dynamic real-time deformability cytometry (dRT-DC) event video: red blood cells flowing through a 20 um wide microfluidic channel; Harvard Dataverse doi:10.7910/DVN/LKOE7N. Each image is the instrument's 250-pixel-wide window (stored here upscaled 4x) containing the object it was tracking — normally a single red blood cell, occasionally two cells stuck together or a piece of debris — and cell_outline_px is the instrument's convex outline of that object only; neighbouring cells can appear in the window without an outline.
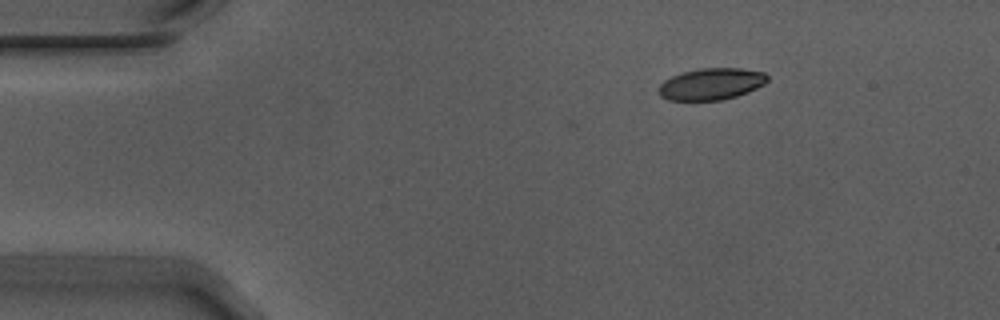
{"species": "Egyptian fruit bat (a non-hibernating species)", "species_latin": "Rousettus aegyptiacus", "temperature_condition": "warm", "stored_images_in_passage": 48, "camera_frame_rate_fps": 3000, "um_per_image_px": 0.085, "animal": {"sex": "male"}, "frame": {"image": 1, "passage_image": 1, "time_ms": 0.0, "image_size_px": [1000, 320], "cell_outline_px": [[768, 80], [764, 84], [748, 92], [736, 96], [720, 100], [668, 100], [660, 96], [656, 92], [656, 88], [664, 80], [672, 76], [684, 72], [700, 68], [740, 68], [764, 72], [768, 76]], "centroid_in_image_um": [60.42, 7.14], "position_along_channel_um": 24.6, "area_um2": 20.17}}
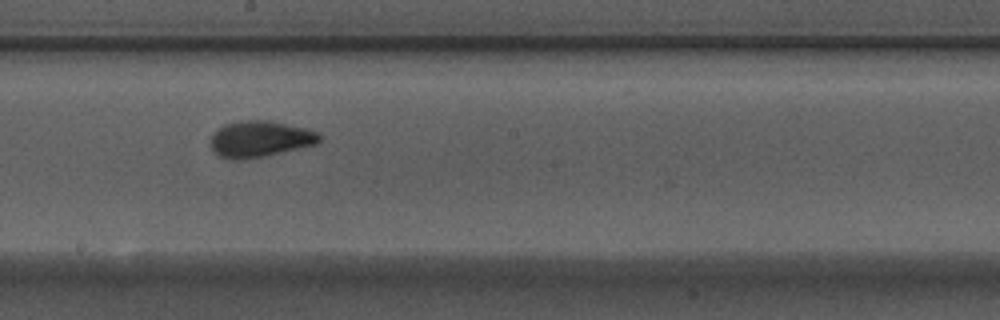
{"frame": {"image": 2, "passage_image": 23, "time_ms": 7.333, "image_size_px": [1000, 320], "cell_outline_px": [[320, 140], [316, 144], [264, 156], [220, 156], [212, 152], [208, 144], [208, 140], [212, 132], [216, 128], [224, 124], [240, 120], [268, 120], [308, 128], [316, 132], [320, 136]], "centroid_in_image_um": [22.05, 11.75], "position_along_channel_um": 226.2, "area_um2": 22.66}}
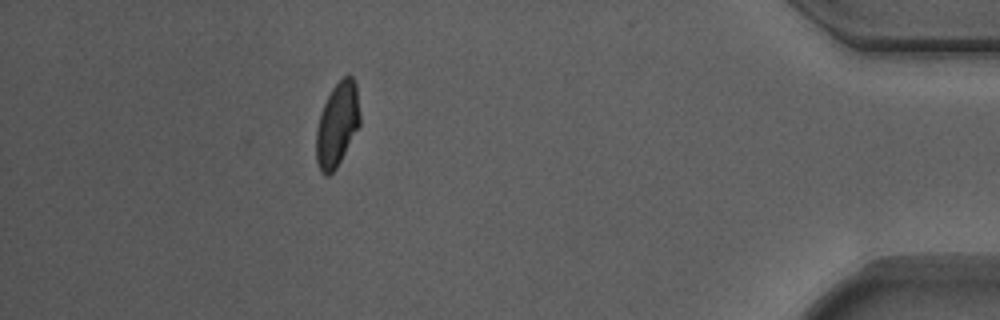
{"frame": {"image": 3, "passage_image": 42, "time_ms": 13.667, "image_size_px": [1000, 320], "cell_outline_px": [[360, 124], [336, 168], [328, 176], [324, 176], [320, 172], [316, 160], [316, 128], [320, 112], [332, 88], [344, 76], [352, 76], [356, 84], [360, 116]], "centroid_in_image_um": [28.64, 10.6], "position_along_channel_um": 406.6, "area_um2": 21.33}, "authors_computed_cell_mechanics": {"area_um2": 21.7617, "velocity_mm_per_s": 3.7172, "shape_relaxation_time_tau1_ms": 4.4987, "shape_relaxation_time_tau2_ms": 1.087, "deformation_change_tau1": 0.1426, "deformation_change_tau2": 0.0604}}